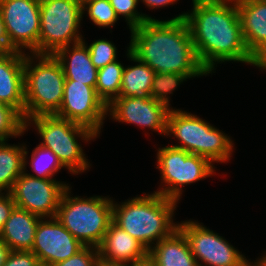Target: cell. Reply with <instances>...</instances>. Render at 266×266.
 Instances as JSON below:
<instances>
[{
    "mask_svg": "<svg viewBox=\"0 0 266 266\" xmlns=\"http://www.w3.org/2000/svg\"><path fill=\"white\" fill-rule=\"evenodd\" d=\"M99 260L98 248L84 246L72 257L53 266H97Z\"/></svg>",
    "mask_w": 266,
    "mask_h": 266,
    "instance_id": "31",
    "label": "cell"
},
{
    "mask_svg": "<svg viewBox=\"0 0 266 266\" xmlns=\"http://www.w3.org/2000/svg\"><path fill=\"white\" fill-rule=\"evenodd\" d=\"M68 183L56 179H39L24 171L14 182L10 194L15 206L43 218L56 216Z\"/></svg>",
    "mask_w": 266,
    "mask_h": 266,
    "instance_id": "12",
    "label": "cell"
},
{
    "mask_svg": "<svg viewBox=\"0 0 266 266\" xmlns=\"http://www.w3.org/2000/svg\"><path fill=\"white\" fill-rule=\"evenodd\" d=\"M80 0H40L39 54L54 55L59 49L83 41Z\"/></svg>",
    "mask_w": 266,
    "mask_h": 266,
    "instance_id": "8",
    "label": "cell"
},
{
    "mask_svg": "<svg viewBox=\"0 0 266 266\" xmlns=\"http://www.w3.org/2000/svg\"><path fill=\"white\" fill-rule=\"evenodd\" d=\"M54 115L86 126L100 134L108 113L107 106L99 98L94 87L76 80H65L63 100Z\"/></svg>",
    "mask_w": 266,
    "mask_h": 266,
    "instance_id": "13",
    "label": "cell"
},
{
    "mask_svg": "<svg viewBox=\"0 0 266 266\" xmlns=\"http://www.w3.org/2000/svg\"><path fill=\"white\" fill-rule=\"evenodd\" d=\"M15 50L10 46V41L6 32L3 17L0 11V54L14 52Z\"/></svg>",
    "mask_w": 266,
    "mask_h": 266,
    "instance_id": "34",
    "label": "cell"
},
{
    "mask_svg": "<svg viewBox=\"0 0 266 266\" xmlns=\"http://www.w3.org/2000/svg\"><path fill=\"white\" fill-rule=\"evenodd\" d=\"M40 219L41 217L15 206L2 228L0 238L11 251H31Z\"/></svg>",
    "mask_w": 266,
    "mask_h": 266,
    "instance_id": "20",
    "label": "cell"
},
{
    "mask_svg": "<svg viewBox=\"0 0 266 266\" xmlns=\"http://www.w3.org/2000/svg\"><path fill=\"white\" fill-rule=\"evenodd\" d=\"M31 124L43 139L39 145L50 149L68 172L77 175L90 167L77 138L85 142L93 140L99 136L93 130L54 114L27 118L26 130Z\"/></svg>",
    "mask_w": 266,
    "mask_h": 266,
    "instance_id": "7",
    "label": "cell"
},
{
    "mask_svg": "<svg viewBox=\"0 0 266 266\" xmlns=\"http://www.w3.org/2000/svg\"><path fill=\"white\" fill-rule=\"evenodd\" d=\"M176 137L180 144L171 145L213 162H228L233 152V141L224 132L197 115L182 109H170L167 115L166 135Z\"/></svg>",
    "mask_w": 266,
    "mask_h": 266,
    "instance_id": "6",
    "label": "cell"
},
{
    "mask_svg": "<svg viewBox=\"0 0 266 266\" xmlns=\"http://www.w3.org/2000/svg\"><path fill=\"white\" fill-rule=\"evenodd\" d=\"M26 120L14 107L0 102V141L24 135Z\"/></svg>",
    "mask_w": 266,
    "mask_h": 266,
    "instance_id": "27",
    "label": "cell"
},
{
    "mask_svg": "<svg viewBox=\"0 0 266 266\" xmlns=\"http://www.w3.org/2000/svg\"><path fill=\"white\" fill-rule=\"evenodd\" d=\"M25 53L0 54V102L17 109L24 116Z\"/></svg>",
    "mask_w": 266,
    "mask_h": 266,
    "instance_id": "17",
    "label": "cell"
},
{
    "mask_svg": "<svg viewBox=\"0 0 266 266\" xmlns=\"http://www.w3.org/2000/svg\"><path fill=\"white\" fill-rule=\"evenodd\" d=\"M165 185L154 191L164 197L179 201L182 187L215 173L214 165L205 157L189 153L173 146L159 148L157 167Z\"/></svg>",
    "mask_w": 266,
    "mask_h": 266,
    "instance_id": "9",
    "label": "cell"
},
{
    "mask_svg": "<svg viewBox=\"0 0 266 266\" xmlns=\"http://www.w3.org/2000/svg\"><path fill=\"white\" fill-rule=\"evenodd\" d=\"M2 266H41L38 257L32 251H11Z\"/></svg>",
    "mask_w": 266,
    "mask_h": 266,
    "instance_id": "32",
    "label": "cell"
},
{
    "mask_svg": "<svg viewBox=\"0 0 266 266\" xmlns=\"http://www.w3.org/2000/svg\"><path fill=\"white\" fill-rule=\"evenodd\" d=\"M30 165L37 175L27 174L39 179H54L55 173H58L64 167L50 149L41 145H38L32 151Z\"/></svg>",
    "mask_w": 266,
    "mask_h": 266,
    "instance_id": "25",
    "label": "cell"
},
{
    "mask_svg": "<svg viewBox=\"0 0 266 266\" xmlns=\"http://www.w3.org/2000/svg\"><path fill=\"white\" fill-rule=\"evenodd\" d=\"M132 266H153L149 261L137 265H132Z\"/></svg>",
    "mask_w": 266,
    "mask_h": 266,
    "instance_id": "40",
    "label": "cell"
},
{
    "mask_svg": "<svg viewBox=\"0 0 266 266\" xmlns=\"http://www.w3.org/2000/svg\"><path fill=\"white\" fill-rule=\"evenodd\" d=\"M64 191L56 218L84 246L98 248L113 218V200L108 197H71Z\"/></svg>",
    "mask_w": 266,
    "mask_h": 266,
    "instance_id": "5",
    "label": "cell"
},
{
    "mask_svg": "<svg viewBox=\"0 0 266 266\" xmlns=\"http://www.w3.org/2000/svg\"><path fill=\"white\" fill-rule=\"evenodd\" d=\"M97 266H131V265L119 264V263H110V262H106V261L99 260Z\"/></svg>",
    "mask_w": 266,
    "mask_h": 266,
    "instance_id": "39",
    "label": "cell"
},
{
    "mask_svg": "<svg viewBox=\"0 0 266 266\" xmlns=\"http://www.w3.org/2000/svg\"><path fill=\"white\" fill-rule=\"evenodd\" d=\"M83 247L56 217H52L40 219L31 251L41 266H53L72 257Z\"/></svg>",
    "mask_w": 266,
    "mask_h": 266,
    "instance_id": "14",
    "label": "cell"
},
{
    "mask_svg": "<svg viewBox=\"0 0 266 266\" xmlns=\"http://www.w3.org/2000/svg\"><path fill=\"white\" fill-rule=\"evenodd\" d=\"M98 252L101 261L110 263L132 266L148 261V250L113 221L98 246Z\"/></svg>",
    "mask_w": 266,
    "mask_h": 266,
    "instance_id": "16",
    "label": "cell"
},
{
    "mask_svg": "<svg viewBox=\"0 0 266 266\" xmlns=\"http://www.w3.org/2000/svg\"><path fill=\"white\" fill-rule=\"evenodd\" d=\"M93 65L99 69L117 60V49L111 41L99 39L87 46Z\"/></svg>",
    "mask_w": 266,
    "mask_h": 266,
    "instance_id": "30",
    "label": "cell"
},
{
    "mask_svg": "<svg viewBox=\"0 0 266 266\" xmlns=\"http://www.w3.org/2000/svg\"><path fill=\"white\" fill-rule=\"evenodd\" d=\"M10 252L8 245L0 238V266L5 263Z\"/></svg>",
    "mask_w": 266,
    "mask_h": 266,
    "instance_id": "37",
    "label": "cell"
},
{
    "mask_svg": "<svg viewBox=\"0 0 266 266\" xmlns=\"http://www.w3.org/2000/svg\"><path fill=\"white\" fill-rule=\"evenodd\" d=\"M123 70L118 60L98 69L95 89L106 106L119 97Z\"/></svg>",
    "mask_w": 266,
    "mask_h": 266,
    "instance_id": "24",
    "label": "cell"
},
{
    "mask_svg": "<svg viewBox=\"0 0 266 266\" xmlns=\"http://www.w3.org/2000/svg\"><path fill=\"white\" fill-rule=\"evenodd\" d=\"M113 201L112 221L139 241L148 251L177 228L173 223L178 201L158 193L134 197L120 204Z\"/></svg>",
    "mask_w": 266,
    "mask_h": 266,
    "instance_id": "3",
    "label": "cell"
},
{
    "mask_svg": "<svg viewBox=\"0 0 266 266\" xmlns=\"http://www.w3.org/2000/svg\"><path fill=\"white\" fill-rule=\"evenodd\" d=\"M251 65L266 70V42L252 54Z\"/></svg>",
    "mask_w": 266,
    "mask_h": 266,
    "instance_id": "35",
    "label": "cell"
},
{
    "mask_svg": "<svg viewBox=\"0 0 266 266\" xmlns=\"http://www.w3.org/2000/svg\"><path fill=\"white\" fill-rule=\"evenodd\" d=\"M59 49L54 56L59 60L65 80H76L95 88L98 69L93 65L85 41Z\"/></svg>",
    "mask_w": 266,
    "mask_h": 266,
    "instance_id": "18",
    "label": "cell"
},
{
    "mask_svg": "<svg viewBox=\"0 0 266 266\" xmlns=\"http://www.w3.org/2000/svg\"><path fill=\"white\" fill-rule=\"evenodd\" d=\"M87 11L90 20L98 27H113L119 20L109 0L82 1V15Z\"/></svg>",
    "mask_w": 266,
    "mask_h": 266,
    "instance_id": "28",
    "label": "cell"
},
{
    "mask_svg": "<svg viewBox=\"0 0 266 266\" xmlns=\"http://www.w3.org/2000/svg\"><path fill=\"white\" fill-rule=\"evenodd\" d=\"M252 266H266V252L259 260H256V262L252 263Z\"/></svg>",
    "mask_w": 266,
    "mask_h": 266,
    "instance_id": "38",
    "label": "cell"
},
{
    "mask_svg": "<svg viewBox=\"0 0 266 266\" xmlns=\"http://www.w3.org/2000/svg\"><path fill=\"white\" fill-rule=\"evenodd\" d=\"M186 12L170 20H148L130 29L131 54L157 72H172L192 77L209 73L200 64Z\"/></svg>",
    "mask_w": 266,
    "mask_h": 266,
    "instance_id": "2",
    "label": "cell"
},
{
    "mask_svg": "<svg viewBox=\"0 0 266 266\" xmlns=\"http://www.w3.org/2000/svg\"><path fill=\"white\" fill-rule=\"evenodd\" d=\"M189 79L184 74H177L172 72H157L155 73L152 88L150 91V97L154 100L164 103L168 108L170 100L168 94H173L177 86L180 85L185 80Z\"/></svg>",
    "mask_w": 266,
    "mask_h": 266,
    "instance_id": "26",
    "label": "cell"
},
{
    "mask_svg": "<svg viewBox=\"0 0 266 266\" xmlns=\"http://www.w3.org/2000/svg\"><path fill=\"white\" fill-rule=\"evenodd\" d=\"M148 261L153 266H195L197 264L187 238L179 228L153 245L148 251Z\"/></svg>",
    "mask_w": 266,
    "mask_h": 266,
    "instance_id": "21",
    "label": "cell"
},
{
    "mask_svg": "<svg viewBox=\"0 0 266 266\" xmlns=\"http://www.w3.org/2000/svg\"><path fill=\"white\" fill-rule=\"evenodd\" d=\"M201 224L192 220L178 223V228L187 238L197 264H204L203 266H252L253 262H249L224 237Z\"/></svg>",
    "mask_w": 266,
    "mask_h": 266,
    "instance_id": "10",
    "label": "cell"
},
{
    "mask_svg": "<svg viewBox=\"0 0 266 266\" xmlns=\"http://www.w3.org/2000/svg\"><path fill=\"white\" fill-rule=\"evenodd\" d=\"M116 15L126 18L129 29L140 26L148 20H157L149 15L137 11V5L140 0H109Z\"/></svg>",
    "mask_w": 266,
    "mask_h": 266,
    "instance_id": "29",
    "label": "cell"
},
{
    "mask_svg": "<svg viewBox=\"0 0 266 266\" xmlns=\"http://www.w3.org/2000/svg\"><path fill=\"white\" fill-rule=\"evenodd\" d=\"M26 148L0 141V192H10L16 179L26 170Z\"/></svg>",
    "mask_w": 266,
    "mask_h": 266,
    "instance_id": "22",
    "label": "cell"
},
{
    "mask_svg": "<svg viewBox=\"0 0 266 266\" xmlns=\"http://www.w3.org/2000/svg\"><path fill=\"white\" fill-rule=\"evenodd\" d=\"M0 11L10 46L39 54L40 0H0Z\"/></svg>",
    "mask_w": 266,
    "mask_h": 266,
    "instance_id": "11",
    "label": "cell"
},
{
    "mask_svg": "<svg viewBox=\"0 0 266 266\" xmlns=\"http://www.w3.org/2000/svg\"><path fill=\"white\" fill-rule=\"evenodd\" d=\"M177 1L179 0H142L141 2H143L148 8L157 9L168 6L169 4L171 5Z\"/></svg>",
    "mask_w": 266,
    "mask_h": 266,
    "instance_id": "36",
    "label": "cell"
},
{
    "mask_svg": "<svg viewBox=\"0 0 266 266\" xmlns=\"http://www.w3.org/2000/svg\"><path fill=\"white\" fill-rule=\"evenodd\" d=\"M170 108L150 96H119L107 106L115 121L147 127L166 136L167 115Z\"/></svg>",
    "mask_w": 266,
    "mask_h": 266,
    "instance_id": "15",
    "label": "cell"
},
{
    "mask_svg": "<svg viewBox=\"0 0 266 266\" xmlns=\"http://www.w3.org/2000/svg\"><path fill=\"white\" fill-rule=\"evenodd\" d=\"M242 35L252 55L266 42V0H236Z\"/></svg>",
    "mask_w": 266,
    "mask_h": 266,
    "instance_id": "19",
    "label": "cell"
},
{
    "mask_svg": "<svg viewBox=\"0 0 266 266\" xmlns=\"http://www.w3.org/2000/svg\"><path fill=\"white\" fill-rule=\"evenodd\" d=\"M14 207L15 202L13 201L11 194L9 192H6V194L0 192V233Z\"/></svg>",
    "mask_w": 266,
    "mask_h": 266,
    "instance_id": "33",
    "label": "cell"
},
{
    "mask_svg": "<svg viewBox=\"0 0 266 266\" xmlns=\"http://www.w3.org/2000/svg\"><path fill=\"white\" fill-rule=\"evenodd\" d=\"M128 60L138 62L137 65L124 67L119 96H150L155 71L145 63L136 59L127 49Z\"/></svg>",
    "mask_w": 266,
    "mask_h": 266,
    "instance_id": "23",
    "label": "cell"
},
{
    "mask_svg": "<svg viewBox=\"0 0 266 266\" xmlns=\"http://www.w3.org/2000/svg\"><path fill=\"white\" fill-rule=\"evenodd\" d=\"M186 13L194 48L200 64L210 74L222 62L251 64L241 29L236 0H192ZM217 62V63H216Z\"/></svg>",
    "mask_w": 266,
    "mask_h": 266,
    "instance_id": "1",
    "label": "cell"
},
{
    "mask_svg": "<svg viewBox=\"0 0 266 266\" xmlns=\"http://www.w3.org/2000/svg\"><path fill=\"white\" fill-rule=\"evenodd\" d=\"M64 84V70L54 55L25 54V120L37 115L55 114L63 100Z\"/></svg>",
    "mask_w": 266,
    "mask_h": 266,
    "instance_id": "4",
    "label": "cell"
}]
</instances>
